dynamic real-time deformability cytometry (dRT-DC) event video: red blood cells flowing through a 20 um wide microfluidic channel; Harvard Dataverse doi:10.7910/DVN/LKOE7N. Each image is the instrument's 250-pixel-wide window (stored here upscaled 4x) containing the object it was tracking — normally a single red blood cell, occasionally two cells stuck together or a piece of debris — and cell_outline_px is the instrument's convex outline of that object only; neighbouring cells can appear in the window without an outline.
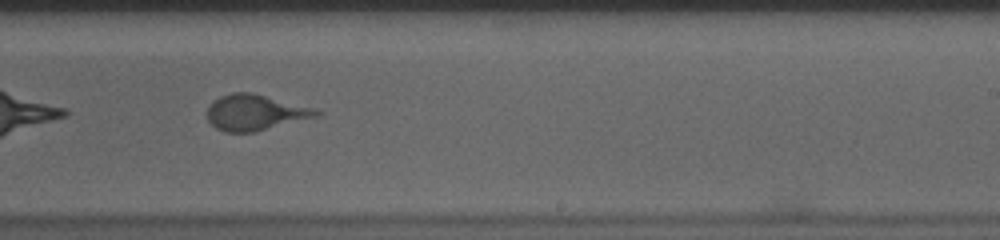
{"species": "human", "species_latin": "Homo sapiens", "temperature_condition": "cold", "stored_images_in_passage": 40, "camera_frame_rate_fps": 3000, "um_per_image_px": 0.085, "donor": {"sex": "male"}, "frame": {"image": 1, "passage_image": 18, "time_ms": 5.667, "image_size_px": [1000, 240], "cell_outline_px": [[320, 116], [256, 132], [224, 132], [216, 128], [208, 120], [208, 104], [212, 100], [220, 96], [232, 92], [252, 92], [316, 108], [320, 112]], "centroid_in_image_um": [21.7, 9.56], "position_along_channel_um": 267.3, "area_um2": 23.06}}
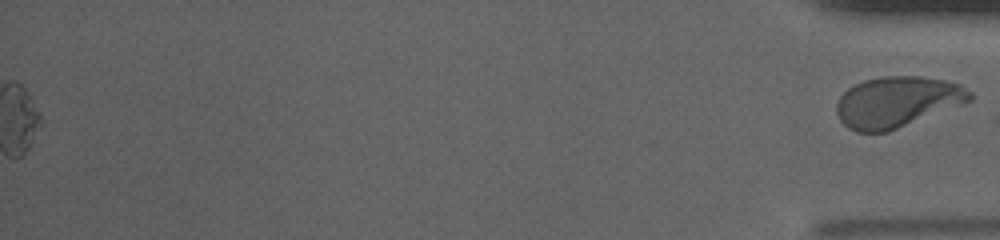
{"frame": {"image": 2, "passage_image": 40, "time_ms": 13.0, "image_size_px": [1000, 240], "cell_outline_px": [[972, 100], [964, 104], [888, 132], [856, 132], [848, 128], [840, 120], [836, 112], [836, 104], [840, 96], [852, 84], [864, 80], [884, 76], [920, 76], [944, 80], [960, 84], [972, 92]], "centroid_in_image_um": [76.26, 8.66], "position_along_channel_um": 358.9, "area_um2": 39.77}}